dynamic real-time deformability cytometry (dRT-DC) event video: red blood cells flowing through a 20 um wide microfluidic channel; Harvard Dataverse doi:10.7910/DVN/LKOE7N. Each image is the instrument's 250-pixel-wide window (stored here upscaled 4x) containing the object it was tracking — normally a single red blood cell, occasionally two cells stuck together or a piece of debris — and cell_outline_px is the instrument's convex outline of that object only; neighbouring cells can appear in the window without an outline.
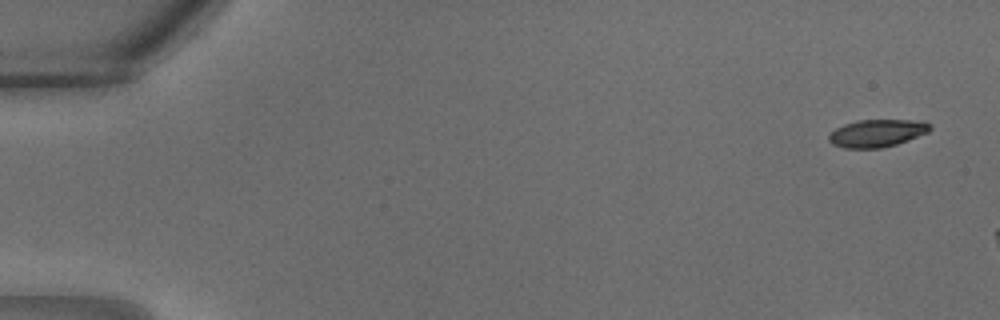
{"species": "common noctule bat (a hibernating species)", "species_latin": "Nyctalus noctula", "temperature_condition": "warm", "stored_images_in_passage": 33, "camera_frame_rate_fps": 3000, "um_per_image_px": 0.085, "animal": {"sex": "male", "body_mass_g": 18.8}, "frame": {"image": 1, "passage_image": 1, "time_ms": 0.0, "image_size_px": [1000, 320], "cell_outline_px": [[932, 128], [928, 132], [896, 144], [880, 148], [844, 148], [832, 144], [828, 140], [828, 136], [836, 128], [844, 124], [860, 120], [924, 120]], "centroid_in_image_um": [74.54, 11.31], "position_along_channel_um": 10.5, "area_um2": 16.13}}